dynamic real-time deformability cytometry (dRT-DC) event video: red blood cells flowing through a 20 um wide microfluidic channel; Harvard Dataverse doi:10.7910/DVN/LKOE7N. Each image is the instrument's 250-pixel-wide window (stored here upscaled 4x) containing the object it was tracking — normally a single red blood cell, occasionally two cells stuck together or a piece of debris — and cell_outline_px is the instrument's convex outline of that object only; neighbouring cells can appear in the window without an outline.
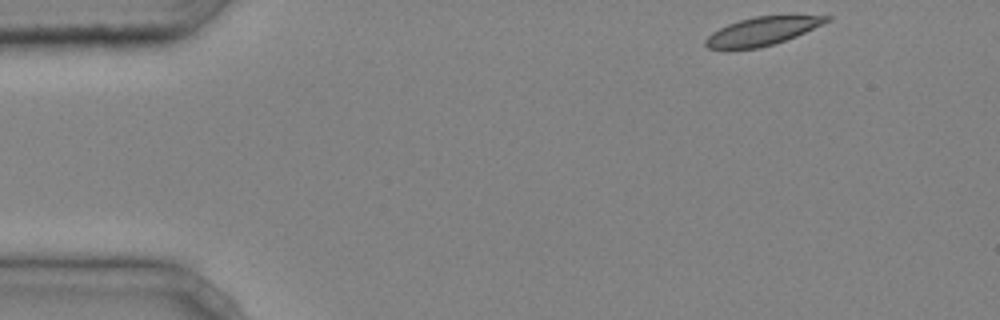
{"species": "common noctule bat (a hibernating species)", "species_latin": "Nyctalus noctula", "temperature_condition": "cold", "stored_images_in_passage": 36, "camera_frame_rate_fps": 3000, "um_per_image_px": 0.085, "animal": {"sex": "male", "body_mass_g": 20.4}, "frame": {"image": 1, "passage_image": 1, "time_ms": 0.0, "image_size_px": [1000, 320], "cell_outline_px": [[832, 20], [796, 36], [760, 48], [708, 48], [704, 44], [704, 40], [712, 32], [728, 24], [740, 20], [756, 16], [832, 16]], "centroid_in_image_um": [64.79, 2.64], "position_along_channel_um": 20.2, "area_um2": 19.48}}
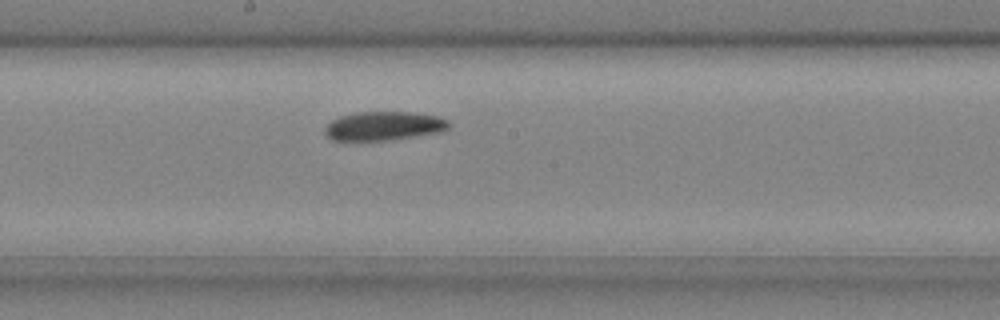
{"frame": {"image": 2, "passage_image": 21, "time_ms": 6.667, "image_size_px": [1000, 320], "cell_outline_px": [[452, 124], [444, 132], [392, 140], [332, 140], [324, 132], [324, 128], [332, 120], [340, 116], [356, 112], [412, 112], [436, 116], [448, 120]], "centroid_in_image_um": [32.67, 10.71], "position_along_channel_um": 215.5, "area_um2": 21.04}}
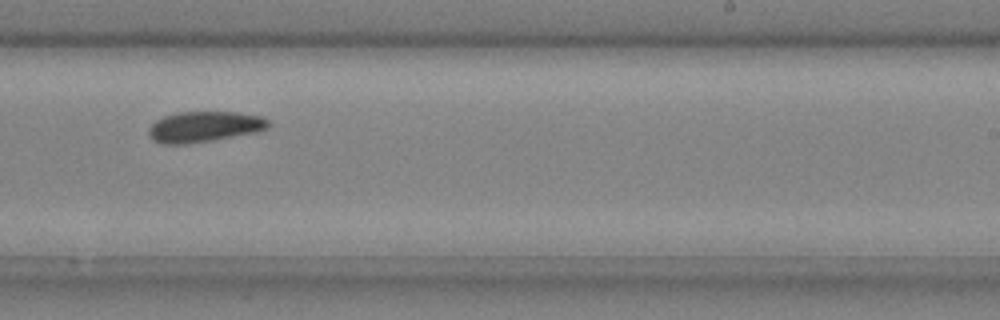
{"frame": {"image": 3, "passage_image": 25, "time_ms": 8.0, "image_size_px": [1000, 320], "cell_outline_px": [[272, 124], [268, 128], [256, 132], [216, 140], [188, 144], [160, 144], [148, 132], [148, 128], [156, 120], [164, 116], [176, 112], [236, 112], [260, 116], [268, 120]], "centroid_in_image_um": [17.39, 10.77], "position_along_channel_um": 271.6, "area_um2": 21.5}, "authors_computed_cell_mechanics": {"area_um2": 21.1837, "velocity_mm_per_s": 4.2022, "shape_relaxation_time_tau1_ms": 5.7933, "shape_relaxation_time_tau2_ms": null, "deformation_change_tau1": 0.088, "deformation_change_tau2": null}}